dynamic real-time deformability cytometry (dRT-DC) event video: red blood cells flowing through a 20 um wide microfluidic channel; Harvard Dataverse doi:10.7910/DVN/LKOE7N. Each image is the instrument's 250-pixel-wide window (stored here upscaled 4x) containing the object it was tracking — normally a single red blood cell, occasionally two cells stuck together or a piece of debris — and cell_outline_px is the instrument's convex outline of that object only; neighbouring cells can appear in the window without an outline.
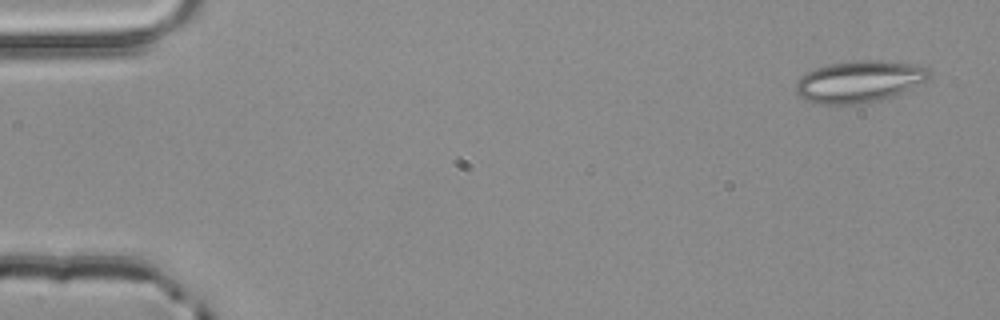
{"species": "common noctule bat (a hibernating species)", "species_latin": "Nyctalus noctula", "temperature_condition": "room temperature", "stored_images_in_passage": 3, "camera_frame_rate_fps": 3000, "um_per_image_px": 0.085, "animal": {"sex": "male", "body_mass_g": 20.4}, "frame": {"image": 1, "passage_image": 1, "time_ms": 0.0, "image_size_px": [1000, 320], "cell_outline_px": [[932, 76], [928, 80], [900, 92], [880, 100], [856, 104], [820, 104], [804, 100], [796, 92], [796, 80], [804, 72], [828, 64], [852, 60], [880, 60], [920, 64], [928, 68], [932, 72]], "centroid_in_image_um": [73.04, 6.9], "position_along_channel_um": 12.0, "area_um2": 32.77}}